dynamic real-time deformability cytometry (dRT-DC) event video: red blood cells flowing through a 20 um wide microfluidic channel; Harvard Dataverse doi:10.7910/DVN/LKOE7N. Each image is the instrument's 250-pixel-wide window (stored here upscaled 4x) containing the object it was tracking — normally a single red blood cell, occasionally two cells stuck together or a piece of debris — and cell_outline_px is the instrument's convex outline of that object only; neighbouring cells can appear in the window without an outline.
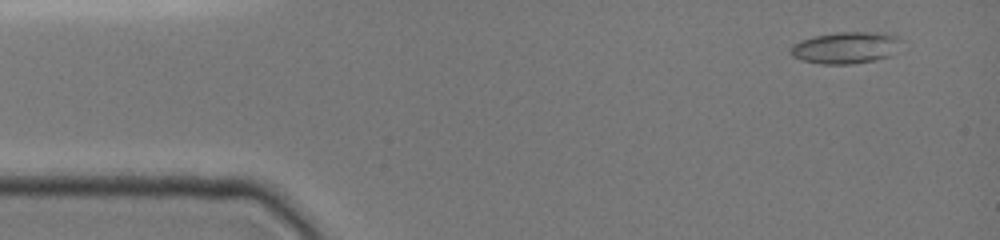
{"species": "common noctule bat (a hibernating species)", "species_latin": "Nyctalus noctula", "temperature_condition": "cold", "stored_images_in_passage": 35, "camera_frame_rate_fps": 3000, "um_per_image_px": 0.085, "animal": {"sex": "female", "body_mass_g": 19.0, "forearm_length_mm": 51.5}, "frame": {"image": 1, "passage_image": 2, "time_ms": 0.667, "image_size_px": [1000, 240], "cell_outline_px": [[896, 40], [892, 56], [876, 60], [852, 64], [820, 64], [800, 60], [792, 56], [788, 52], [788, 48], [792, 44], [800, 40], [816, 36], [836, 32], [888, 32], [896, 36]], "centroid_in_image_um": [71.78, 4.06], "position_along_channel_um": 13.2, "area_um2": 20.46}}
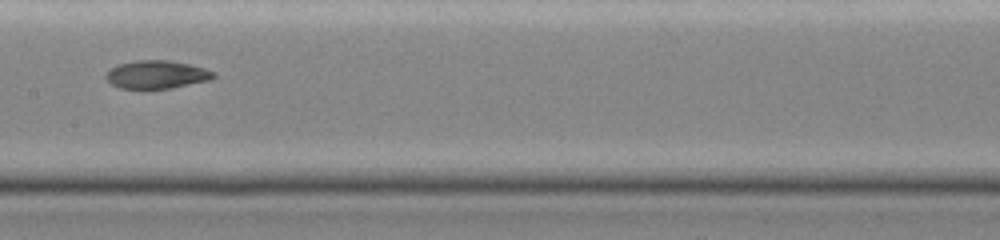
{"frame": {"image": 2, "passage_image": 14, "time_ms": 7.667, "image_size_px": [1000, 240], "cell_outline_px": [[216, 76], [212, 80], [172, 88], [144, 92], [120, 88], [112, 84], [104, 76], [116, 64], [132, 60], [168, 60], [188, 64], [204, 68], [216, 72]], "centroid_in_image_um": [13.31, 6.38], "position_along_channel_um": 194.1, "area_um2": 18.44}}
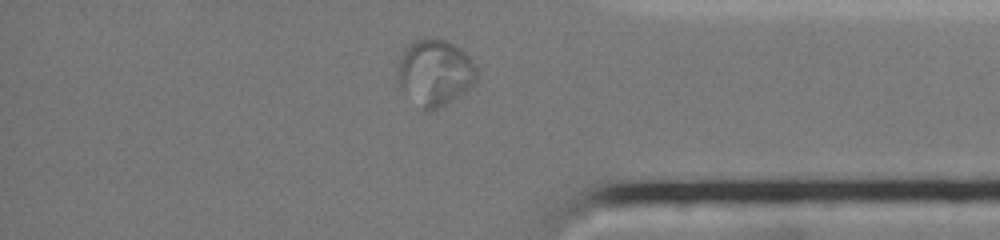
{"frame": {"image": 3, "passage_image": 30, "time_ms": 13.0, "image_size_px": [1000, 240], "cell_outline_px": [[476, 84], [472, 88], [460, 96], [440, 108], [428, 112], [424, 112], [396, 84], [396, 72], [400, 56], [404, 48], [408, 44], [424, 36], [436, 36], [448, 40], [460, 48], [476, 64]], "centroid_in_image_um": [36.95, 6.16], "position_along_channel_um": 398.3, "area_um2": 31.79}}